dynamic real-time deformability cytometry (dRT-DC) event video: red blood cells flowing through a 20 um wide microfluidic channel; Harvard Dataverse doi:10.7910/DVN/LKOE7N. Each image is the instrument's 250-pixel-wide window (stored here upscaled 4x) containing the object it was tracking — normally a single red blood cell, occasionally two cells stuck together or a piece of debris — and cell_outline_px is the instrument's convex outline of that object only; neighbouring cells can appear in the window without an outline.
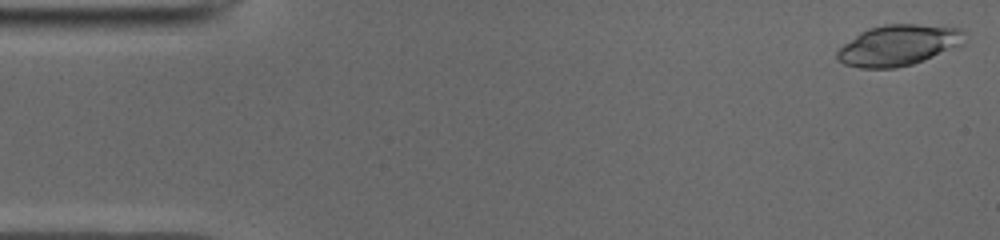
{"species": "common noctule bat (a hibernating species)", "species_latin": "Nyctalus noctula", "temperature_condition": "cold", "stored_images_in_passage": 50, "camera_frame_rate_fps": 3000, "um_per_image_px": 0.085, "animal": {"sex": "male", "body_mass_g": 19.0, "forearm_length_mm": 50.8}, "frame": {"image": 1, "passage_image": 1, "time_ms": 0.0, "image_size_px": [1000, 240], "cell_outline_px": [[968, 32], [964, 44], [924, 60], [912, 64], [896, 68], [860, 68], [844, 64], [836, 56], [836, 52], [844, 44], [860, 32], [868, 28], [884, 24], [916, 24], [960, 28]], "centroid_in_image_um": [76.41, 3.84], "position_along_channel_um": 8.6, "area_um2": 30.46}}
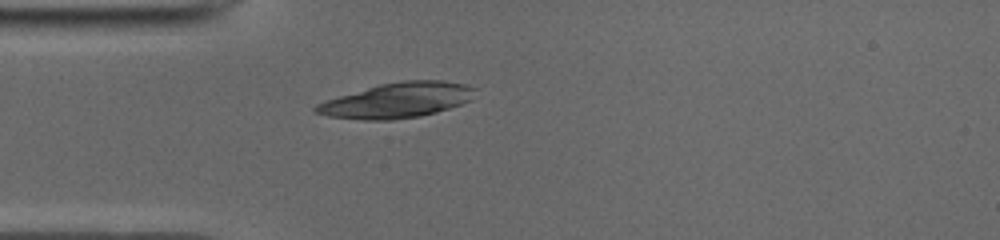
{"frame": {"image": 2, "passage_image": 13, "time_ms": 4.0, "image_size_px": [1000, 240], "cell_outline_px": [[476, 88], [472, 100], [436, 112], [420, 116], [392, 120], [364, 120], [328, 116], [312, 112], [312, 108], [316, 104], [340, 96], [380, 84], [404, 80], [440, 80], [464, 84]], "centroid_in_image_um": [33.76, 8.53], "position_along_channel_um": 51.2, "area_um2": 32.37}}